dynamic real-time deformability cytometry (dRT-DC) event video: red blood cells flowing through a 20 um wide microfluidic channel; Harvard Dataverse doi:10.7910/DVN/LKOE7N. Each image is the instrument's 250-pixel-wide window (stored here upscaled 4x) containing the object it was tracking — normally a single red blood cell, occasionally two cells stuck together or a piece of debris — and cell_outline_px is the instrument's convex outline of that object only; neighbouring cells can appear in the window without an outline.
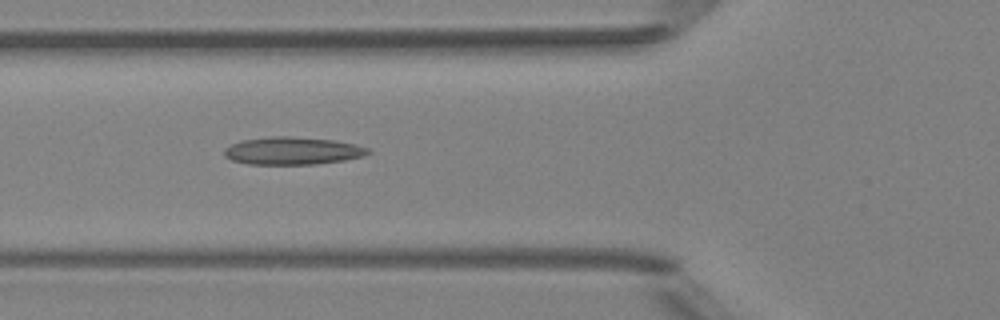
{"species": "Egyptian fruit bat (a non-hibernating species)", "species_latin": "Rousettus aegyptiacus", "temperature_condition": "room temperature", "stored_images_in_passage": 3, "camera_frame_rate_fps": 3000, "um_per_image_px": 0.085, "animal": {"sex": "female"}, "frame": {"image": 1, "passage_image": 3, "time_ms": 2.333, "image_size_px": [1000, 320], "cell_outline_px": [[372, 152], [360, 156], [344, 160], [312, 164], [248, 164], [232, 160], [224, 156], [224, 148], [240, 140], [272, 136], [288, 136], [332, 140], [356, 144], [368, 148]], "centroid_in_image_um": [24.82, 12.81], "position_along_channel_um": 101.0, "area_um2": 23.0}}